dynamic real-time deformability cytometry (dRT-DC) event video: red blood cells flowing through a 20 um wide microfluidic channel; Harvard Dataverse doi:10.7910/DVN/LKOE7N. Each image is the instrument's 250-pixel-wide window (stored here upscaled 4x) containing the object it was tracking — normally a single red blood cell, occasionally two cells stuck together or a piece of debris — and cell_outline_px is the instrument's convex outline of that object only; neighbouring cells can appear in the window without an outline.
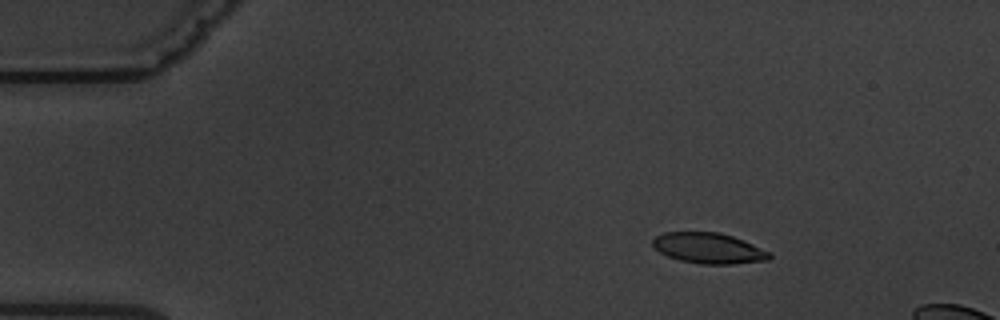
{"species": "common noctule bat (a hibernating species)", "species_latin": "Nyctalus noctula", "temperature_condition": "warm", "stored_images_in_passage": 5, "camera_frame_rate_fps": 3000, "um_per_image_px": 0.085, "animal": {"sex": "male", "body_mass_g": 19.5, "forearm_length_mm": 54.6}, "frame": {"image": 1, "passage_image": 3, "time_ms": 2.333, "image_size_px": [1000, 320], "cell_outline_px": [[772, 256], [768, 260], [732, 264], [700, 264], [680, 260], [668, 256], [652, 248], [652, 240], [656, 236], [664, 232], [720, 232], [744, 240], [772, 252]], "centroid_in_image_um": [60.24, 21.09], "position_along_channel_um": 24.8, "area_um2": 21.04}}